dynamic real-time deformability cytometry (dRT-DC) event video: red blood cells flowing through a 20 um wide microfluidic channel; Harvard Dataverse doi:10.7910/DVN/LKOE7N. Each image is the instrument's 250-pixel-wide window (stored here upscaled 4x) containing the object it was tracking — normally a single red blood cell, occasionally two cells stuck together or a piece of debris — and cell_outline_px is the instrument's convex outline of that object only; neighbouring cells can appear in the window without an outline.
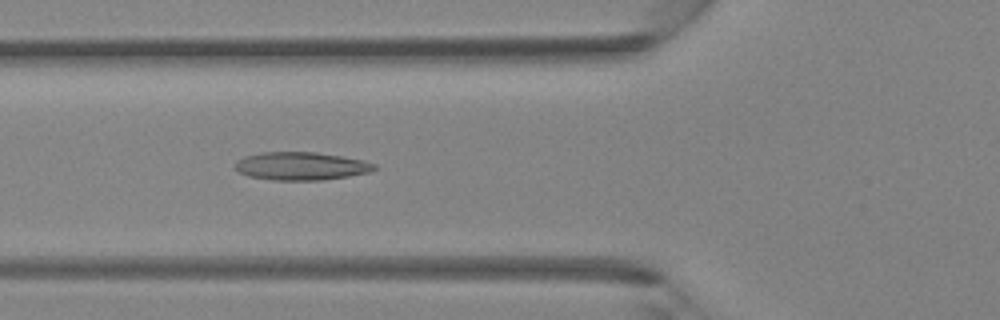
{"species": "Egyptian fruit bat (a non-hibernating species)", "species_latin": "Rousettus aegyptiacus", "temperature_condition": "room temperature", "stored_images_in_passage": 41, "camera_frame_rate_fps": 3000, "um_per_image_px": 0.085, "animal": {"sex": "female"}, "frame": {"image": 1, "passage_image": 15, "time_ms": 4.667, "image_size_px": [1000, 320], "cell_outline_px": [[380, 168], [368, 172], [348, 176], [320, 180], [272, 180], [248, 176], [240, 172], [232, 164], [236, 160], [244, 156], [260, 152], [316, 152], [344, 156], [364, 160], [376, 164]], "centroid_in_image_um": [25.59, 14.1], "position_along_channel_um": 100.2, "area_um2": 23.0}}
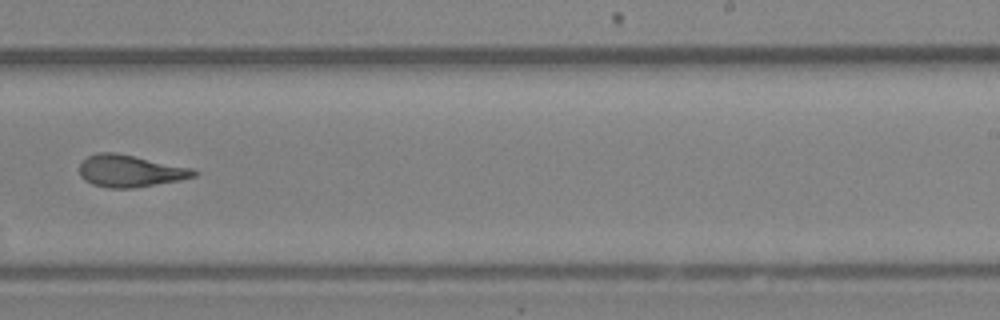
{"frame": {"image": 2, "passage_image": 26, "time_ms": 8.333, "image_size_px": [1000, 320], "cell_outline_px": [[200, 172], [196, 176], [180, 180], [132, 188], [112, 188], [92, 184], [84, 180], [80, 176], [80, 164], [88, 156], [96, 152], [116, 152], [192, 168]], "centroid_in_image_um": [11.06, 14.53], "position_along_channel_um": 277.9, "area_um2": 21.33}}
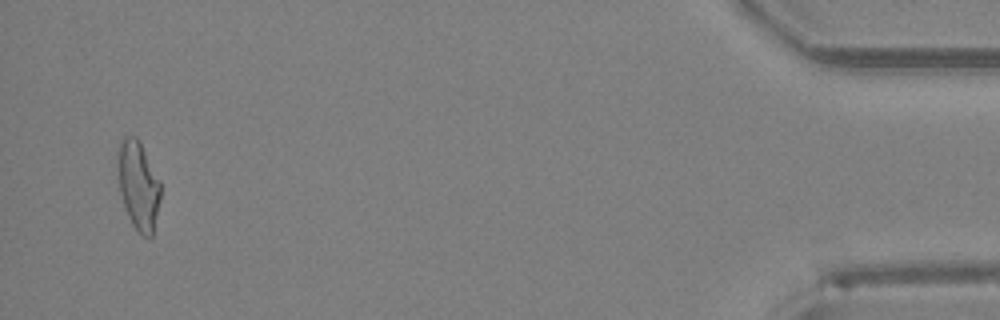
{"frame": {"image": 3, "passage_image": 40, "time_ms": 13.0, "image_size_px": [1000, 320], "cell_outline_px": [[160, 200], [152, 236], [144, 236], [132, 224], [128, 216], [120, 192], [116, 152], [120, 140], [124, 136], [136, 136], [160, 180]], "centroid_in_image_um": [11.74, 15.71], "position_along_channel_um": 423.5, "area_um2": 21.91}}